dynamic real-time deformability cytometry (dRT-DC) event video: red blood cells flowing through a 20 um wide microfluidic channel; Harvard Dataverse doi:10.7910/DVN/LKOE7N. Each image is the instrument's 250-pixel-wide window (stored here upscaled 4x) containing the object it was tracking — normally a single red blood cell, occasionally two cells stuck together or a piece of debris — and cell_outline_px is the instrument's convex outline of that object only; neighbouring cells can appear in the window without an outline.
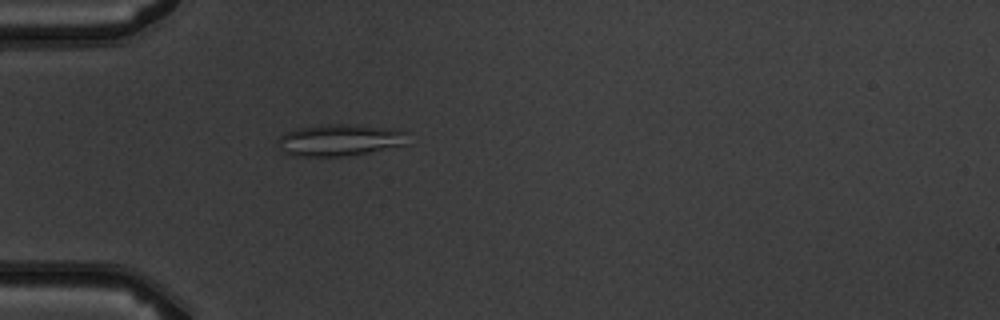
{"species": "common noctule bat (a hibernating species)", "species_latin": "Nyctalus noctula", "temperature_condition": "warm", "stored_images_in_passage": 5, "camera_frame_rate_fps": 3000, "um_per_image_px": 0.085, "animal": {"sex": "male", "body_mass_g": 19.5, "forearm_length_mm": 54.6}, "frame": {"image": 1, "passage_image": 5, "time_ms": 4.667, "image_size_px": [1000, 320], "cell_outline_px": [[404, 144], [368, 152], [344, 156], [296, 156], [284, 152], [280, 148], [276, 140], [284, 132], [296, 128], [328, 124], [340, 124], [396, 128], [404, 132]], "centroid_in_image_um": [28.77, 11.9], "position_along_channel_um": 56.2, "area_um2": 23.64}}